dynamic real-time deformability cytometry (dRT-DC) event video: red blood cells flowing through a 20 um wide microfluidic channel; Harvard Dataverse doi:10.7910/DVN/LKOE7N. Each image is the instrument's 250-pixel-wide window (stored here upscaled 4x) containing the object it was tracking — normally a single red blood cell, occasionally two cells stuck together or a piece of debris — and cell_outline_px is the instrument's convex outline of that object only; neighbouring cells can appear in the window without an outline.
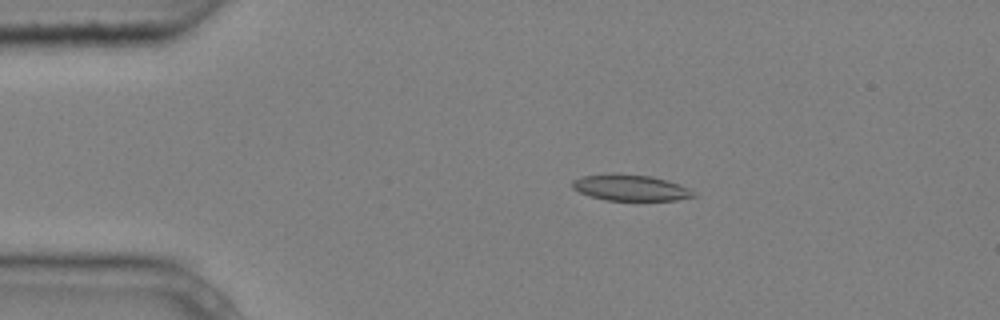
{"species": "common noctule bat (a hibernating species)", "species_latin": "Nyctalus noctula", "temperature_condition": "cold", "stored_images_in_passage": 5, "camera_frame_rate_fps": 3000, "um_per_image_px": 0.085, "animal": {"sex": "male", "body_mass_g": 20.4}, "frame": {"image": 1, "passage_image": 3, "time_ms": 0.667, "image_size_px": [1000, 320], "cell_outline_px": [[696, 196], [676, 200], [604, 200], [588, 196], [572, 188], [572, 180], [584, 176], [612, 172], [616, 172], [652, 176], [668, 180], [688, 188]], "centroid_in_image_um": [53.54, 15.93], "position_along_channel_um": 31.5, "area_um2": 18.61}}
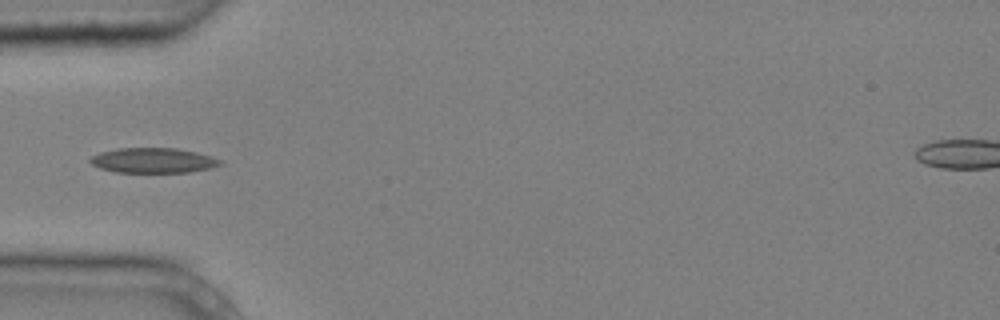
{"frame": {"image": 2, "passage_image": 5, "time_ms": 1.333, "image_size_px": [1000, 320], "cell_outline_px": [[224, 164], [212, 168], [188, 172], [116, 172], [100, 168], [92, 164], [88, 160], [92, 156], [100, 152], [116, 148], [176, 148], [196, 152], [220, 160]], "centroid_in_image_um": [13.0, 13.63], "position_along_channel_um": 72.0, "area_um2": 18.9}}